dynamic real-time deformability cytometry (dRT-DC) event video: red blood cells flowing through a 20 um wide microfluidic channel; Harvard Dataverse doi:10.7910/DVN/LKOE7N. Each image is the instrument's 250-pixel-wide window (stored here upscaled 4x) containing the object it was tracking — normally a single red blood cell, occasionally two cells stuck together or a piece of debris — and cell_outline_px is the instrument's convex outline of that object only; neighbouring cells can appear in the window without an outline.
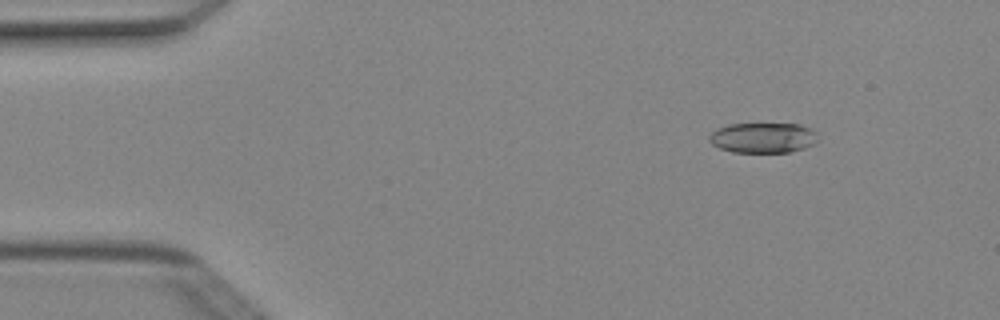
{"species": "Egyptian fruit bat (a non-hibernating species)", "species_latin": "Rousettus aegyptiacus", "temperature_condition": "cold", "stored_images_in_passage": 3, "camera_frame_rate_fps": 3000, "um_per_image_px": 0.085, "animal": {"sex": "female"}, "frame": {"image": 1, "passage_image": 2, "time_ms": 0.333, "image_size_px": [1000, 320], "cell_outline_px": [[816, 140], [812, 144], [804, 148], [792, 152], [732, 152], [720, 148], [712, 144], [708, 140], [708, 136], [716, 128], [728, 124], [800, 124], [812, 128], [816, 132]], "centroid_in_image_um": [64.83, 11.7], "position_along_channel_um": 20.2, "area_um2": 19.25}}